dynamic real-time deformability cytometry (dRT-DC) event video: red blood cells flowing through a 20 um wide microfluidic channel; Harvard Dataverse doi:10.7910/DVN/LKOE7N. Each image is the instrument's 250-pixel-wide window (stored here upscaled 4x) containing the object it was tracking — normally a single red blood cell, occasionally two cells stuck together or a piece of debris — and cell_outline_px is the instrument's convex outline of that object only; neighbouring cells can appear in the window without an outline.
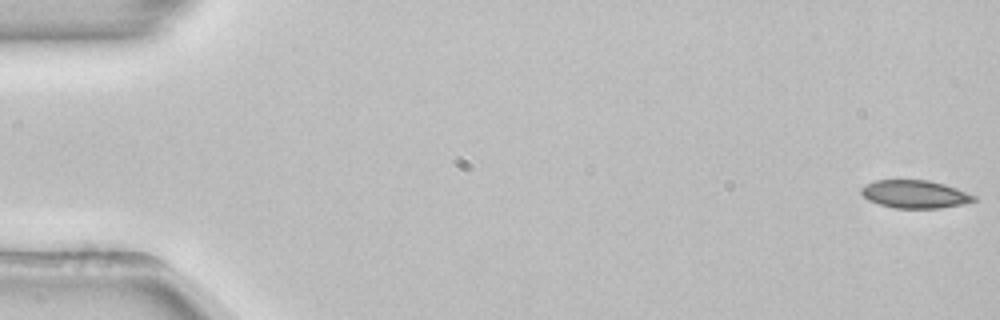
{"species": "common noctule bat (a hibernating species)", "species_latin": "Nyctalus noctula", "temperature_condition": "room temperature", "stored_images_in_passage": 53, "camera_frame_rate_fps": 3000, "um_per_image_px": 0.085, "animal": {"sex": "female", "body_mass_g": 22.7, "forearm_length_mm": 54.2}, "frame": {"image": 1, "passage_image": 1, "time_ms": 0.0, "image_size_px": [1000, 320], "cell_outline_px": [[976, 200], [964, 204], [940, 208], [896, 208], [880, 204], [868, 200], [860, 192], [860, 188], [864, 184], [876, 180], [928, 180], [944, 184], [956, 188], [976, 196]], "centroid_in_image_um": [77.75, 16.5], "position_along_channel_um": 7.3, "area_um2": 18.32}}
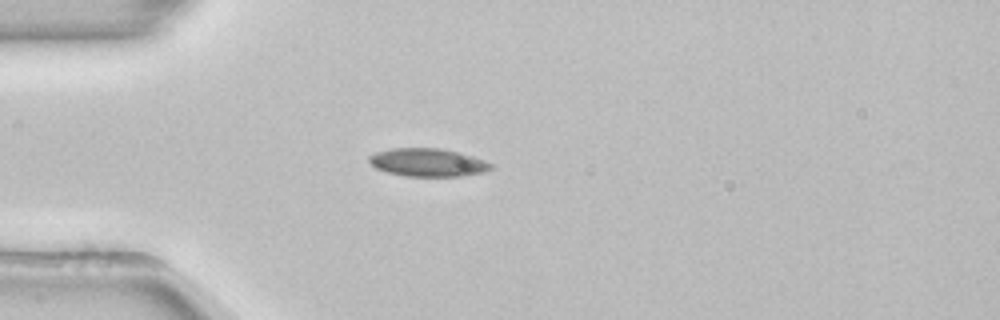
{"frame": {"image": 2, "passage_image": 15, "time_ms": 4.667, "image_size_px": [1000, 320], "cell_outline_px": [[492, 168], [484, 172], [464, 176], [404, 176], [388, 172], [376, 168], [368, 160], [368, 156], [376, 152], [392, 148], [440, 148], [460, 152], [484, 160], [492, 164]], "centroid_in_image_um": [36.37, 13.8], "position_along_channel_um": 48.6, "area_um2": 19.94}}
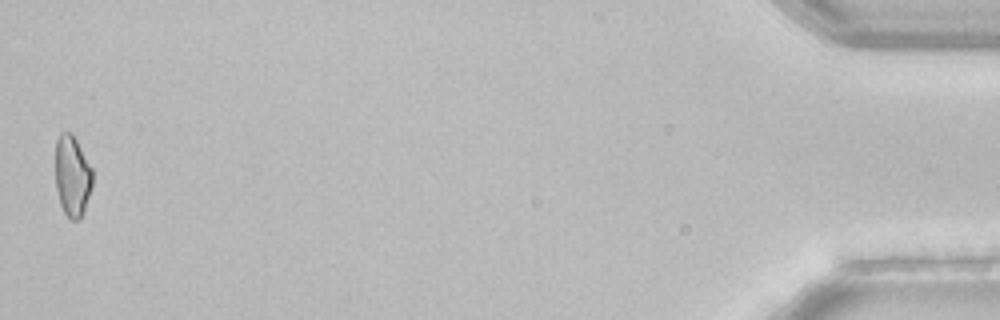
{"frame": {"image": 3, "passage_image": 53, "time_ms": 17.333, "image_size_px": [1000, 320], "cell_outline_px": [[92, 184], [84, 212], [76, 220], [72, 220], [64, 212], [60, 204], [56, 188], [56, 140], [60, 132], [72, 132], [92, 168]], "centroid_in_image_um": [6.14, 14.93], "position_along_channel_um": 429.1, "area_um2": 17.4}}